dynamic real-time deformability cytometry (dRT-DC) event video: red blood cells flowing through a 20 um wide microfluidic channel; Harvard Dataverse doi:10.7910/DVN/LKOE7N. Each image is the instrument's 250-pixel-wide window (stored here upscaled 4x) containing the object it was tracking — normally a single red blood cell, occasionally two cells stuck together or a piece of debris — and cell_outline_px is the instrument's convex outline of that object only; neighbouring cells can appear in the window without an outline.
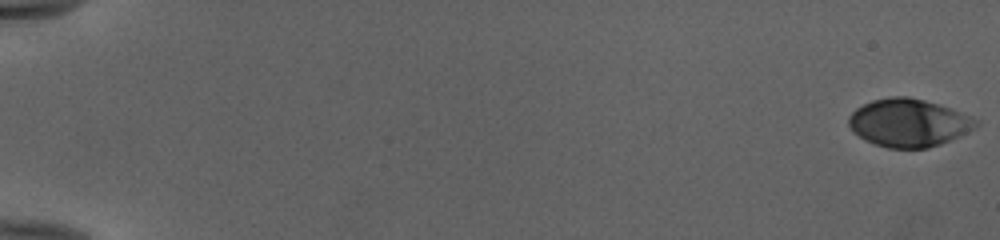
{"species": "human", "species_latin": "Homo sapiens", "temperature_condition": "cold", "stored_images_in_passage": 54, "camera_frame_rate_fps": 3000, "um_per_image_px": 0.085, "donor": {"sex": "female"}, "frame": {"image": 1, "passage_image": 1, "time_ms": 0.0, "image_size_px": [1000, 240], "cell_outline_px": [[980, 124], [940, 144], [928, 148], [888, 148], [864, 140], [852, 132], [848, 124], [848, 116], [856, 108], [872, 100], [892, 96], [908, 96], [924, 100], [952, 108], [972, 116], [980, 120]], "centroid_in_image_um": [77.2, 10.42], "position_along_channel_um": 7.8, "area_um2": 35.49}}
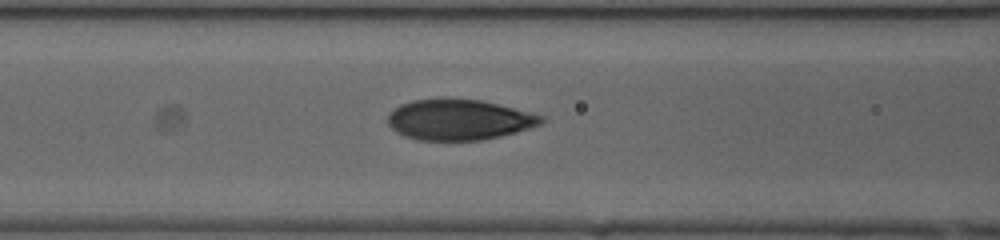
{"frame": {"image": 2, "passage_image": 25, "time_ms": 8.0, "image_size_px": [1000, 240], "cell_outline_px": [[544, 124], [516, 132], [500, 136], [480, 140], [416, 140], [404, 136], [396, 132], [388, 124], [388, 116], [400, 104], [412, 100], [480, 100], [544, 116]], "centroid_in_image_um": [39.02, 10.2], "position_along_channel_um": 127.6, "area_um2": 35.72}}
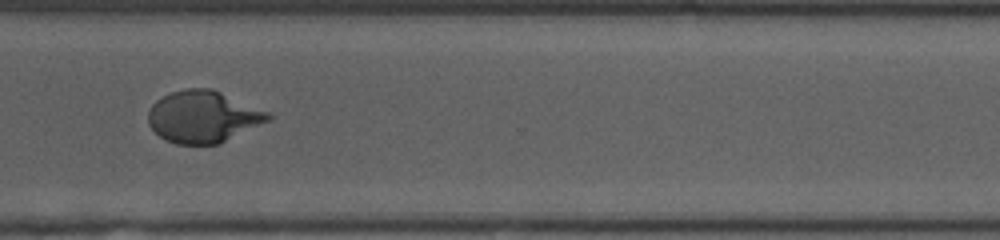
{"frame": {"image": 3, "passage_image": 42, "time_ms": 13.667, "image_size_px": [1000, 240], "cell_outline_px": [[272, 120], [220, 144], [176, 144], [160, 136], [148, 124], [148, 112], [152, 104], [156, 100], [172, 92], [184, 88], [212, 88], [272, 112]], "centroid_in_image_um": [17.33, 9.91], "position_along_channel_um": 353.3, "area_um2": 36.7}, "authors_computed_cell_mechanics": {"area_um2": 36.5007, "velocity_mm_per_s": 3.9861, "shape_relaxation_time_tau1_ms": 4.5484, "shape_relaxation_time_tau2_ms": null, "deformation_change_tau1": 0.2029, "deformation_change_tau2": null}}